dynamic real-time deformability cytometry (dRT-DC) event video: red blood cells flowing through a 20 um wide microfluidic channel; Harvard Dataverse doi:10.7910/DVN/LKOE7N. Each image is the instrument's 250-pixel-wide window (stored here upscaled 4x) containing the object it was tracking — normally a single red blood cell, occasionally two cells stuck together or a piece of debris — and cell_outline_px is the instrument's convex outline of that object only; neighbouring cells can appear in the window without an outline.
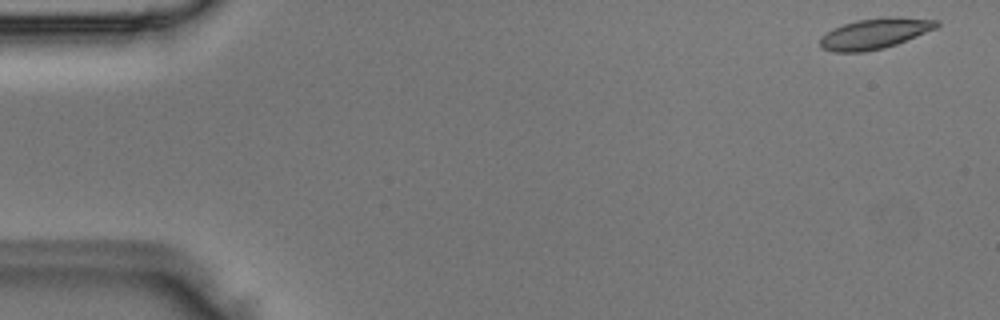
{"species": "Egyptian fruit bat (a non-hibernating species)", "species_latin": "Rousettus aegyptiacus", "temperature_condition": "room temperature", "stored_images_in_passage": 4, "camera_frame_rate_fps": 3000, "um_per_image_px": 0.085, "animal": {"sex": "male"}, "frame": {"image": 1, "passage_image": 1, "time_ms": 0.0, "image_size_px": [1000, 320], "cell_outline_px": [[940, 24], [936, 28], [896, 44], [884, 48], [864, 52], [832, 52], [820, 48], [820, 36], [832, 28], [856, 20], [888, 16], [896, 16], [940, 20]], "centroid_in_image_um": [74.33, 2.84], "position_along_channel_um": 10.7, "area_um2": 20.98}}